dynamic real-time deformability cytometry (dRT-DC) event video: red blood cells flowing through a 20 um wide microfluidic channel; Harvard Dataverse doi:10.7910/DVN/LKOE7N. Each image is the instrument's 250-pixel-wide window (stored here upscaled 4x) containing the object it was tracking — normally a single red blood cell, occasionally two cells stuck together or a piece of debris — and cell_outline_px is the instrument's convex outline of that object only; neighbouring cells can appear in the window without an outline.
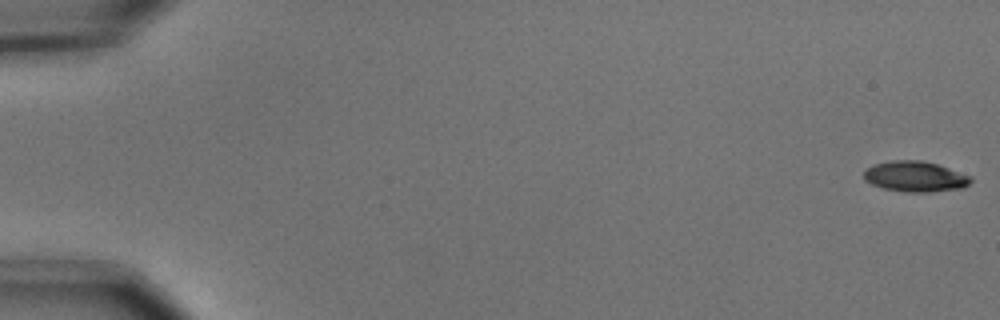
{"species": "common noctule bat (a hibernating species)", "species_latin": "Nyctalus noctula", "temperature_condition": "cold", "stored_images_in_passage": 9, "camera_frame_rate_fps": 3000, "um_per_image_px": 0.085, "animal": {"sex": "male", "body_mass_g": 15.6}, "frame": {"image": 1, "passage_image": 1, "time_ms": 0.0, "image_size_px": [1000, 320], "cell_outline_px": [[972, 180], [964, 188], [932, 192], [908, 192], [884, 188], [872, 184], [864, 180], [864, 172], [872, 164], [892, 160], [920, 160], [936, 164], [972, 176]], "centroid_in_image_um": [77.8, 15.0], "position_along_channel_um": 7.2, "area_um2": 19.02}}